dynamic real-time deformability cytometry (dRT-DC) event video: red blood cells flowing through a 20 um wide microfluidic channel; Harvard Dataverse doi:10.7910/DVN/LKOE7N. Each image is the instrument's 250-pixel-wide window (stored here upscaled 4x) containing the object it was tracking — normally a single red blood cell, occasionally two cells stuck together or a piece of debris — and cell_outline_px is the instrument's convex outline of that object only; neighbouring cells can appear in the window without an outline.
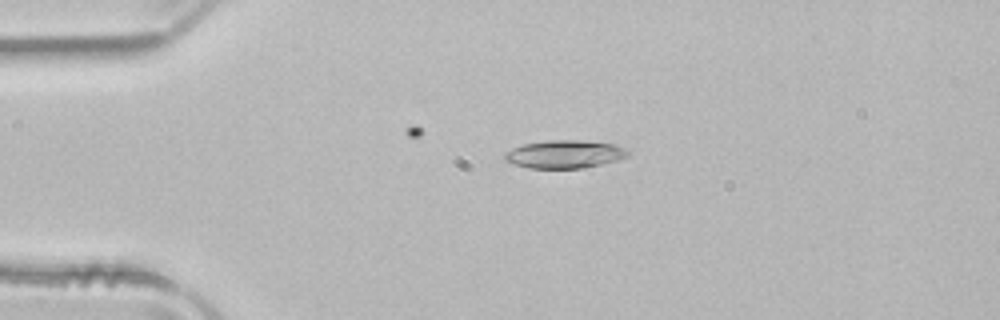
{"species": "common noctule bat (a hibernating species)", "species_latin": "Nyctalus noctula", "temperature_condition": "room temperature", "stored_images_in_passage": 27, "camera_frame_rate_fps": 3000, "um_per_image_px": 0.085, "animal": {"sex": "male", "body_mass_g": 21.5, "forearm_length_mm": 52.0}, "frame": {"image": 1, "passage_image": 8, "time_ms": 2.333, "image_size_px": [1000, 320], "cell_outline_px": [[632, 152], [628, 156], [616, 160], [600, 164], [580, 168], [528, 168], [504, 160], [504, 152], [520, 144], [548, 140], [580, 140], [616, 144]], "centroid_in_image_um": [47.98, 13.09], "position_along_channel_um": 37.0, "area_um2": 20.17}}
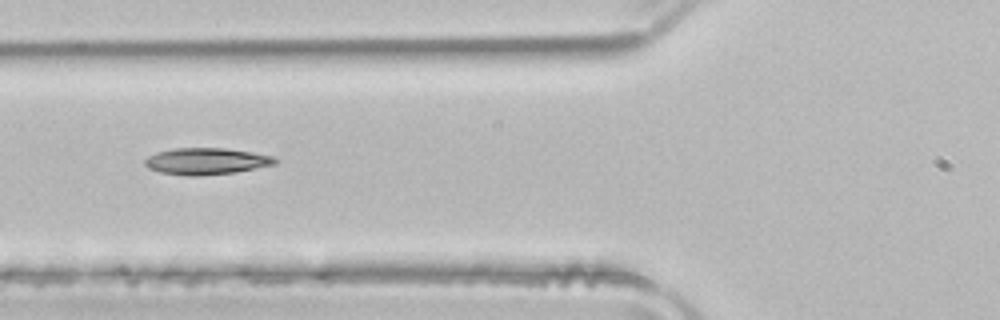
{"frame": {"image": 2, "passage_image": 16, "time_ms": 5.0, "image_size_px": [1000, 320], "cell_outline_px": [[276, 164], [236, 172], [196, 176], [192, 176], [160, 172], [148, 168], [144, 164], [144, 160], [148, 156], [156, 152], [176, 148], [224, 148], [252, 152], [272, 156], [276, 160]], "centroid_in_image_um": [17.51, 13.7], "position_along_channel_um": 108.3, "area_um2": 20.06}}
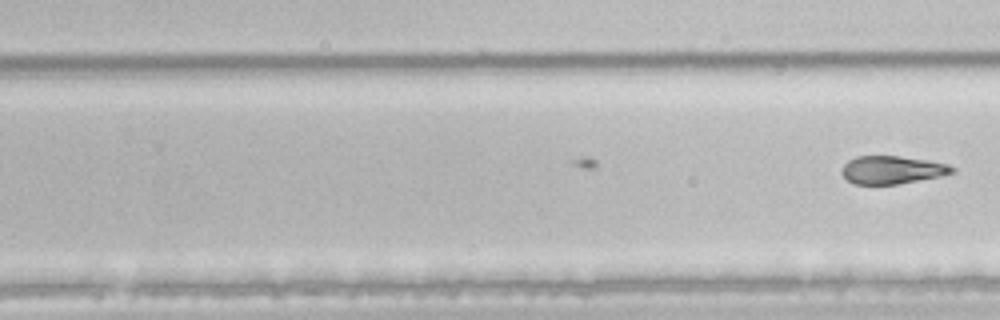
{"frame": {"image": 3, "passage_image": 27, "time_ms": 8.667, "image_size_px": [1000, 320], "cell_outline_px": [[956, 172], [940, 176], [896, 184], [852, 184], [840, 172], [844, 164], [848, 160], [856, 156], [900, 156], [928, 160], [948, 164], [956, 168]], "centroid_in_image_um": [75.83, 14.43], "position_along_channel_um": 254.0, "area_um2": 18.03}}